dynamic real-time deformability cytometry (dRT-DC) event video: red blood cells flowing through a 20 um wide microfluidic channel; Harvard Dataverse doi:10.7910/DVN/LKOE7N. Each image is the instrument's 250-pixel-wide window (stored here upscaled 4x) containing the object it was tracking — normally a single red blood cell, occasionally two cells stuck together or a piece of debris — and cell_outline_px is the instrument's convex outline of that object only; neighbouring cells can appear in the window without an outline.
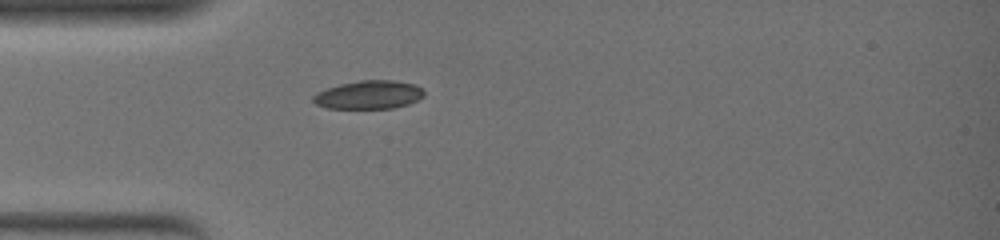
{"species": "common noctule bat (a hibernating species)", "species_latin": "Nyctalus noctula", "temperature_condition": "warm", "stored_images_in_passage": 36, "camera_frame_rate_fps": 3000, "um_per_image_px": 0.085, "animal": {"sex": "female", "body_mass_g": 19.0, "forearm_length_mm": 51.5}, "frame": {"image": 1, "passage_image": 1, "time_ms": 0.0, "image_size_px": [1000, 240], "cell_outline_px": [[424, 96], [408, 104], [392, 108], [328, 108], [316, 104], [312, 100], [312, 96], [316, 92], [340, 84], [360, 80], [396, 80], [416, 84], [424, 88]], "centroid_in_image_um": [31.37, 8.04], "position_along_channel_um": 53.6, "area_um2": 18.44}}
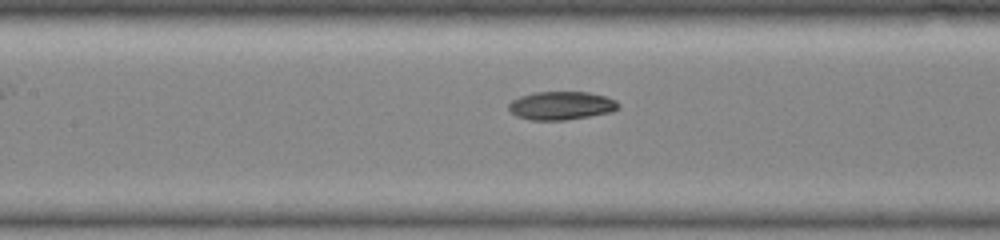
{"frame": {"image": 2, "passage_image": 10, "time_ms": 3.0, "image_size_px": [1000, 240], "cell_outline_px": [[620, 108], [612, 112], [564, 120], [528, 120], [516, 116], [508, 108], [508, 104], [512, 100], [520, 96], [532, 92], [588, 92], [604, 96], [616, 100], [620, 104]], "centroid_in_image_um": [47.7, 8.97], "position_along_channel_um": 159.7, "area_um2": 18.21}}
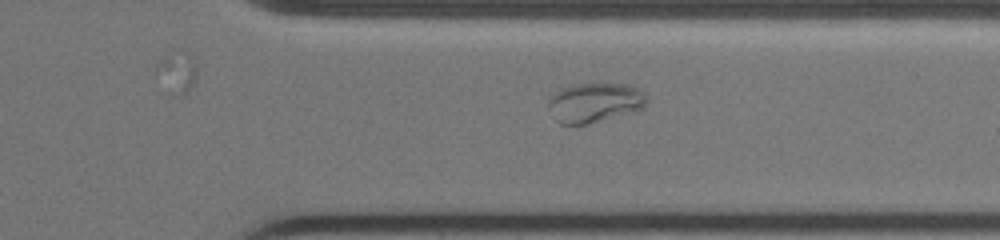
{"frame": {"image": 3, "passage_image": 26, "time_ms": 8.333, "image_size_px": [1000, 240], "cell_outline_px": [[648, 100], [644, 108], [636, 112], [588, 124], [560, 124], [556, 120], [548, 108], [548, 104], [552, 92], [560, 88], [572, 84], [632, 84], [644, 92]], "centroid_in_image_um": [50.58, 8.72], "position_along_channel_um": 360.8, "area_um2": 23.18}}